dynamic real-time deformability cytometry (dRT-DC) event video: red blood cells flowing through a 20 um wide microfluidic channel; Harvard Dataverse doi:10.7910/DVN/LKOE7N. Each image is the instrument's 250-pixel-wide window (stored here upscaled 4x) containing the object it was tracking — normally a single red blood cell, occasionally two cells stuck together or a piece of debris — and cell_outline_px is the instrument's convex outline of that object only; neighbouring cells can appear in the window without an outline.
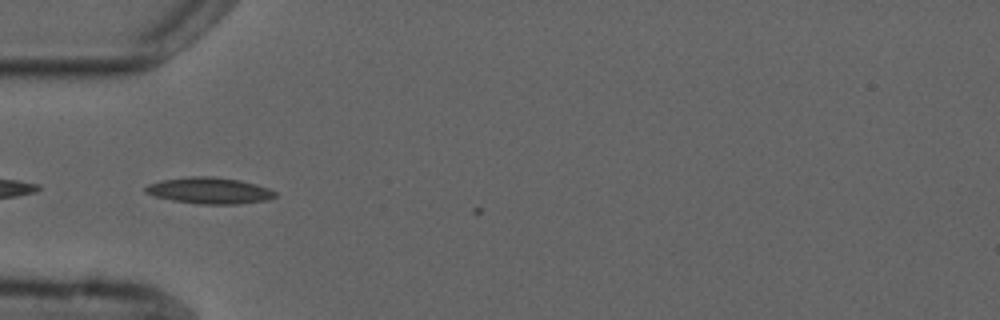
{"species": "common noctule bat (a hibernating species)", "species_latin": "Nyctalus noctula", "temperature_condition": "cold", "stored_images_in_passage": 4, "camera_frame_rate_fps": 3000, "um_per_image_px": 0.085, "animal": {"sex": "male", "forearm_length_mm": 52.5}, "frame": {"image": 1, "passage_image": 3, "time_ms": 3.333, "image_size_px": [1000, 320], "cell_outline_px": [[276, 196], [268, 200], [236, 204], [200, 204], [172, 200], [156, 196], [144, 192], [144, 188], [148, 184], [160, 180], [192, 176], [212, 176], [240, 180], [256, 184], [268, 188], [276, 192]], "centroid_in_image_um": [17.8, 16.19], "position_along_channel_um": 67.2, "area_um2": 19.88}}